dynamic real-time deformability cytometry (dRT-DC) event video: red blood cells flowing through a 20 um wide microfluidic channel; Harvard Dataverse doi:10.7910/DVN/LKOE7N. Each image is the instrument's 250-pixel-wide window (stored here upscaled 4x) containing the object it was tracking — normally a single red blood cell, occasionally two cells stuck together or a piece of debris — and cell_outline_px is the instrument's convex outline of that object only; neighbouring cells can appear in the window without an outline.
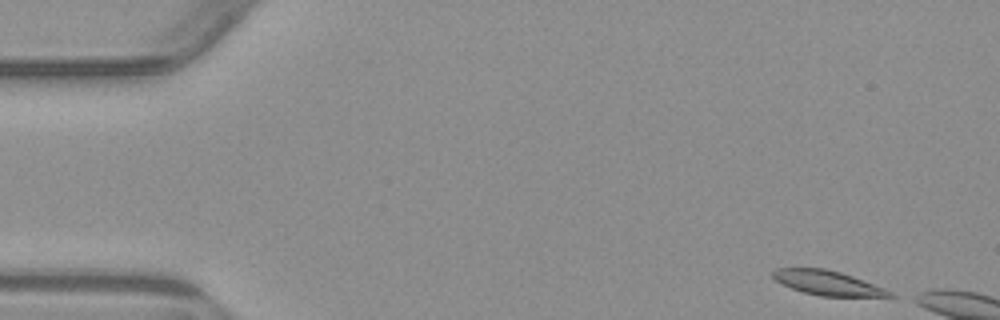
{"species": "common noctule bat (a hibernating species)", "species_latin": "Nyctalus noctula", "temperature_condition": "warm", "stored_images_in_passage": 2, "camera_frame_rate_fps": 3000, "um_per_image_px": 0.085, "animal": {"sex": "male", "body_mass_g": 23.1, "forearm_length_mm": 52.7}, "frame": {"image": 1, "passage_image": 1, "time_ms": 0.0, "image_size_px": [1000, 320], "cell_outline_px": [[896, 296], [820, 296], [804, 292], [792, 288], [776, 280], [772, 276], [772, 272], [776, 268], [824, 268], [840, 272], [852, 276], [884, 288], [892, 292]], "centroid_in_image_um": [70.33, 24.04], "position_along_channel_um": 14.7, "area_um2": 16.36}}